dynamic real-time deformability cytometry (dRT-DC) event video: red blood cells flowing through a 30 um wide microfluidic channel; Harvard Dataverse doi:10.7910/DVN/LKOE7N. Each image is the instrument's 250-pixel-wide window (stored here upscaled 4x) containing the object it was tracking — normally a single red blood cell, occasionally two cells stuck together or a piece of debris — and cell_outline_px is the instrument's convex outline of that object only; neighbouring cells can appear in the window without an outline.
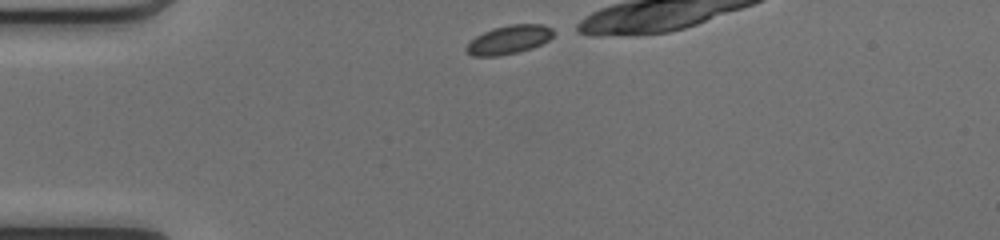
{"species": "common noctule bat (a hibernating species)", "species_latin": "Nyctalus noctula", "temperature_condition": "cold", "stored_images_in_passage": 11, "camera_frame_rate_fps": 3000, "um_per_image_px": 0.085, "animal": {"sex": "female", "body_mass_g": 17.0, "forearm_length_mm": 48.0}, "frame": {"image": 1, "passage_image": 1, "time_ms": 0.0, "image_size_px": [1000, 240], "cell_outline_px": [[552, 36], [548, 40], [532, 48], [500, 56], [472, 56], [464, 48], [476, 36], [492, 28], [512, 24], [544, 24], [552, 28]], "centroid_in_image_um": [43.25, 3.37], "position_along_channel_um": 41.8, "area_um2": 14.39}}
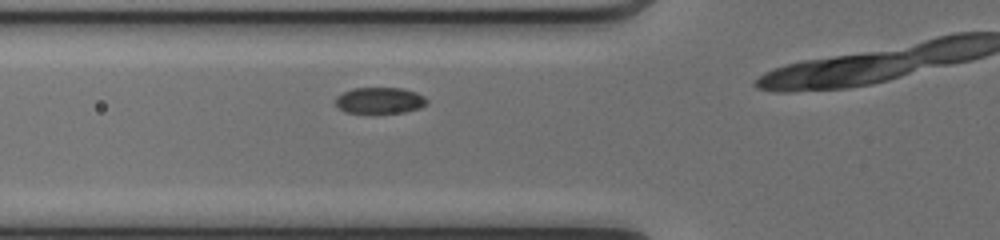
{"frame": {"image": 2, "passage_image": 7, "time_ms": 2.0, "image_size_px": [1000, 240], "cell_outline_px": [[428, 104], [420, 108], [404, 112], [344, 112], [336, 104], [336, 96], [352, 88], [404, 88], [416, 92], [424, 96], [428, 100]], "centroid_in_image_um": [32.32, 8.52], "position_along_channel_um": 93.5, "area_um2": 13.87}}
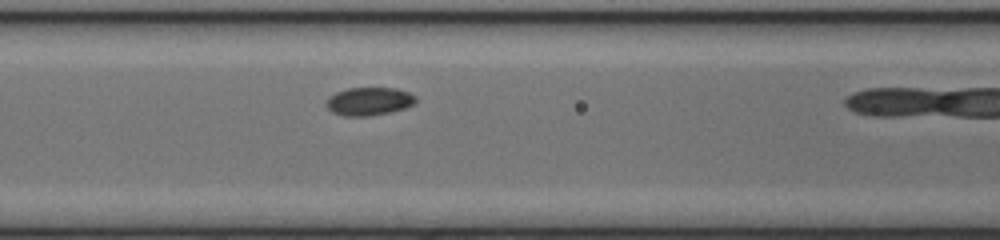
{"frame": {"image": 3, "passage_image": 10, "time_ms": 3.0, "image_size_px": [1000, 240], "cell_outline_px": [[416, 104], [404, 108], [388, 112], [368, 116], [344, 116], [332, 112], [324, 104], [328, 96], [336, 92], [348, 88], [396, 88], [408, 92], [416, 96]], "centroid_in_image_um": [31.35, 8.61], "position_along_channel_um": 135.3, "area_um2": 14.74}}